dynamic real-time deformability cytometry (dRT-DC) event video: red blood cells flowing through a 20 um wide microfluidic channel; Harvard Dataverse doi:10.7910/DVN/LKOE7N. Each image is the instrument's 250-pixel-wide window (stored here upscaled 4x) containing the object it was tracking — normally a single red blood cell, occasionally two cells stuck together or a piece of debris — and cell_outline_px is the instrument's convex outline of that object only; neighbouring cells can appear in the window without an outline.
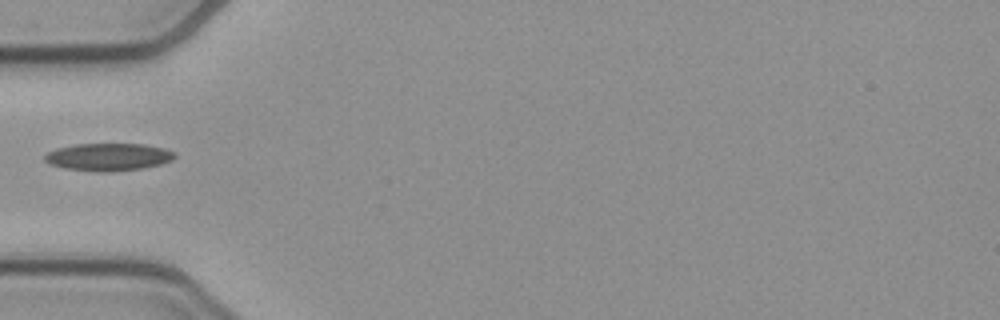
{"species": "common noctule bat (a hibernating species)", "species_latin": "Nyctalus noctula", "temperature_condition": "cold", "stored_images_in_passage": 9, "camera_frame_rate_fps": 3000, "um_per_image_px": 0.085, "animal": {"sex": "female", "body_mass_g": 21.9}, "frame": {"image": 1, "passage_image": 1, "time_ms": 0.0, "image_size_px": [1000, 320], "cell_outline_px": [[176, 156], [172, 160], [160, 164], [140, 168], [112, 172], [96, 172], [64, 168], [52, 164], [44, 160], [44, 156], [48, 152], [56, 148], [76, 144], [144, 144], [164, 148], [176, 152]], "centroid_in_image_um": [9.22, 13.34], "position_along_channel_um": 75.8, "area_um2": 20.87}}
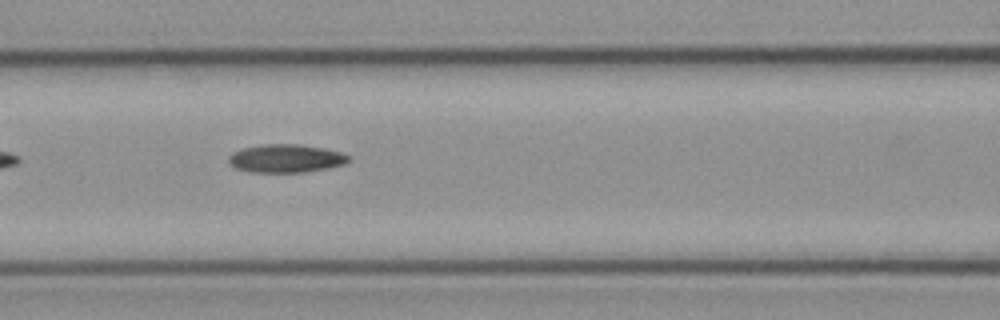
{"frame": {"image": 2, "passage_image": 6, "time_ms": 1.667, "image_size_px": [1000, 320], "cell_outline_px": [[352, 160], [344, 164], [328, 168], [304, 172], [248, 172], [236, 168], [228, 164], [228, 156], [232, 152], [240, 148], [264, 144], [296, 144], [324, 148], [340, 152], [348, 156]], "centroid_in_image_um": [24.26, 13.47], "position_along_channel_um": 142.3, "area_um2": 19.88}}
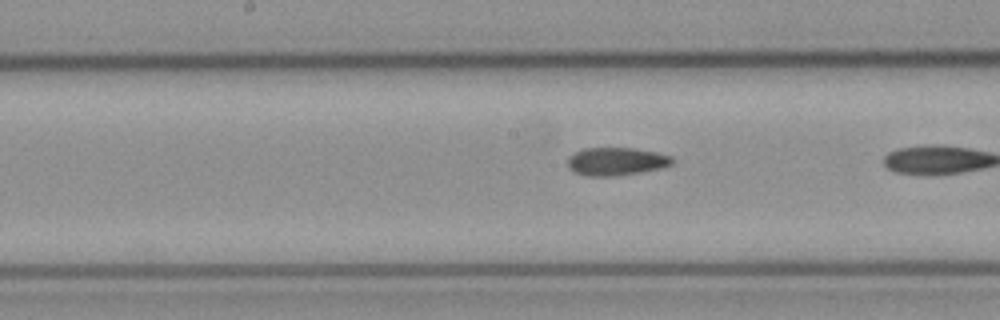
{"frame": {"image": 3, "passage_image": 8, "time_ms": 2.333, "image_size_px": [1000, 320], "cell_outline_px": [[672, 164], [660, 168], [640, 172], [616, 176], [588, 176], [576, 172], [568, 168], [568, 156], [584, 148], [632, 148], [656, 152], [672, 156]], "centroid_in_image_um": [52.36, 13.72], "position_along_channel_um": 195.8, "area_um2": 16.94}}